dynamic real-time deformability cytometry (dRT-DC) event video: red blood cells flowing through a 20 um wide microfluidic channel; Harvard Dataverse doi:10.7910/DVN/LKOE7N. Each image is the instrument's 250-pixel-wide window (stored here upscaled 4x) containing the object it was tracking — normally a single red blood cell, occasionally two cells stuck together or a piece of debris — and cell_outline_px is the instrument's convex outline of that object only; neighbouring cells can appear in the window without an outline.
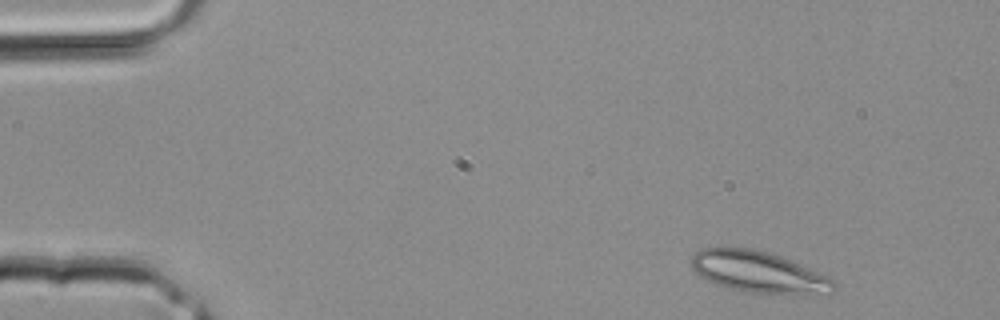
{"species": "common noctule bat (a hibernating species)", "species_latin": "Nyctalus noctula", "temperature_condition": "room temperature", "stored_images_in_passage": 3, "camera_frame_rate_fps": 3000, "um_per_image_px": 0.085, "animal": {"sex": "male", "body_mass_g": 20.4}, "frame": {"image": 1, "passage_image": 1, "time_ms": 0.0, "image_size_px": [1000, 320], "cell_outline_px": [[836, 288], [832, 292], [744, 292], [716, 284], [700, 276], [692, 268], [692, 256], [700, 248], [752, 248], [768, 252], [780, 256], [828, 276], [836, 280]], "centroid_in_image_um": [64.43, 23.09], "position_along_channel_um": 20.6, "area_um2": 33.41}}